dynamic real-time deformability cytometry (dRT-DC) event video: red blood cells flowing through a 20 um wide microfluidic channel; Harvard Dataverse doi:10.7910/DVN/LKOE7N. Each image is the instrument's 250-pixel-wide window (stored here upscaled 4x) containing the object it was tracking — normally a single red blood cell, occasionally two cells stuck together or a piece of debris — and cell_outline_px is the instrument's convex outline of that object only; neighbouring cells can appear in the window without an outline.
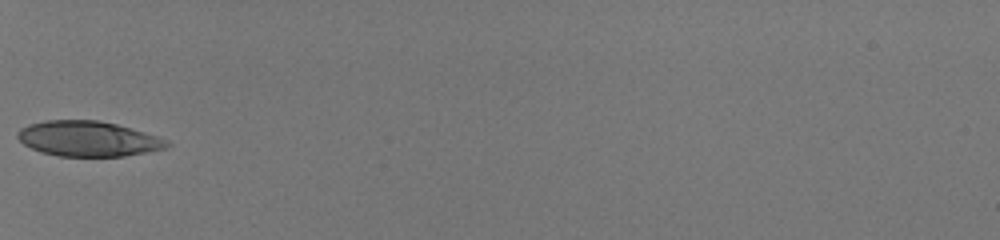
{"species": "human", "species_latin": "Homo sapiens", "temperature_condition": "room temperature", "stored_images_in_passage": 23, "camera_frame_rate_fps": 3000, "um_per_image_px": 0.085, "donor": {"sex": "male"}, "frame": {"image": 1, "passage_image": 1, "time_ms": 0.0, "image_size_px": [1000, 240], "cell_outline_px": [[172, 144], [164, 148], [124, 156], [60, 156], [40, 152], [24, 144], [16, 136], [16, 132], [20, 128], [28, 124], [44, 120], [96, 120], [116, 124], [144, 132], [168, 140]], "centroid_in_image_um": [7.44, 11.78], "position_along_channel_um": 77.6, "area_um2": 30.52}}
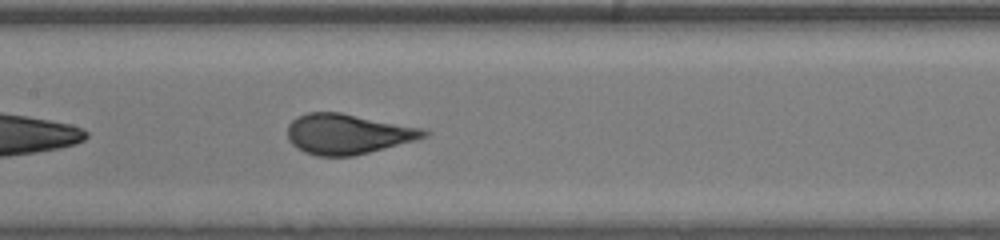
{"frame": {"image": 2, "passage_image": 9, "time_ms": 2.667, "image_size_px": [1000, 240], "cell_outline_px": [[428, 136], [416, 140], [352, 156], [316, 156], [304, 152], [296, 148], [288, 140], [288, 124], [296, 116], [308, 112], [340, 112], [424, 128], [428, 132]], "centroid_in_image_um": [29.53, 11.38], "position_along_channel_um": 177.9, "area_um2": 32.02}}
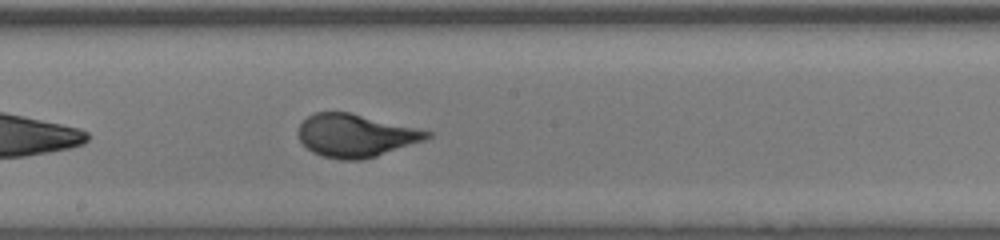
{"frame": {"image": 3, "passage_image": 12, "time_ms": 3.667, "image_size_px": [1000, 240], "cell_outline_px": [[432, 136], [424, 140], [376, 156], [360, 160], [340, 160], [324, 156], [312, 152], [300, 140], [296, 132], [300, 124], [308, 116], [316, 112], [348, 112], [432, 132]], "centroid_in_image_um": [30.18, 11.52], "position_along_channel_um": 218.0, "area_um2": 31.73}}